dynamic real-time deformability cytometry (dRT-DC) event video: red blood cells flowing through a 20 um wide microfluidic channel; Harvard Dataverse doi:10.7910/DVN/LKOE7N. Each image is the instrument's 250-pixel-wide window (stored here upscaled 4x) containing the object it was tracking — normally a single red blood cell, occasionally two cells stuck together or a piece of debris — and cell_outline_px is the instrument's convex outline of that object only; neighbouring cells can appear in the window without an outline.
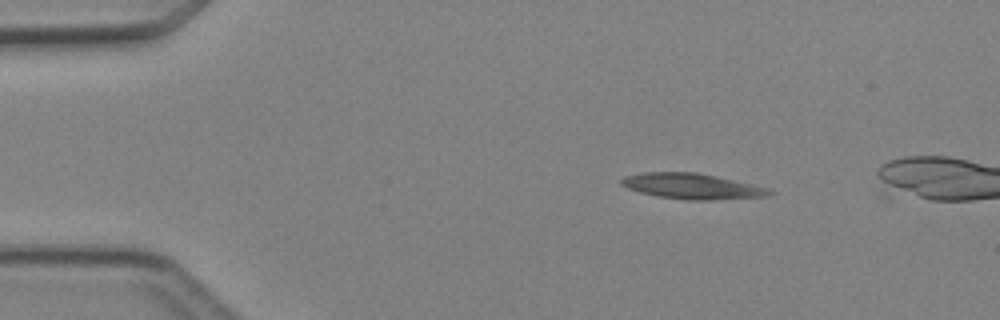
{"species": "Egyptian fruit bat (a non-hibernating species)", "species_latin": "Rousettus aegyptiacus", "temperature_condition": "cold", "stored_images_in_passage": 3, "camera_frame_rate_fps": 3000, "um_per_image_px": 0.085, "animal": {"sex": "female"}, "frame": {"image": 1, "passage_image": 2, "time_ms": 1.0, "image_size_px": [1000, 320], "cell_outline_px": [[776, 192], [768, 196], [712, 200], [684, 200], [660, 196], [640, 192], [628, 188], [620, 184], [620, 180], [624, 176], [644, 172], [696, 172], [716, 176], [772, 188]], "centroid_in_image_um": [58.88, 15.83], "position_along_channel_um": 26.1, "area_um2": 22.2}}